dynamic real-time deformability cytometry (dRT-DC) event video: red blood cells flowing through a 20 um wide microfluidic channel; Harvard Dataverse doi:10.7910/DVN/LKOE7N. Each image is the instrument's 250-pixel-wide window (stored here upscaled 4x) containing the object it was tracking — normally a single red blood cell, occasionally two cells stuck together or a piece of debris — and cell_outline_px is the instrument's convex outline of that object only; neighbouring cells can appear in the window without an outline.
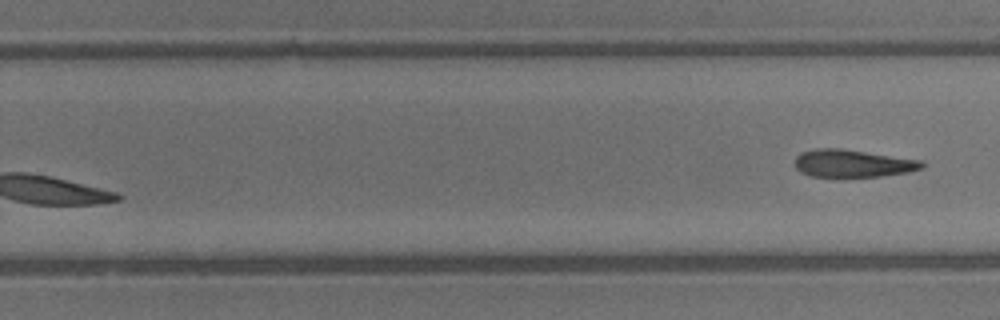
{"species": "common noctule bat (a hibernating species)", "species_latin": "Nyctalus noctula", "temperature_condition": "warm", "stored_images_in_passage": 19, "segment_of_instrument_passage": [2, 2], "camera_frame_rate_fps": 3000, "um_per_image_px": 0.085, "animal": {"sex": "male", "body_mass_g": 13.3}, "frame": {"image": 1, "passage_image": 19, "time_ms": 6.0, "image_size_px": [1000, 320], "cell_outline_px": [[924, 168], [908, 172], [880, 176], [808, 176], [800, 172], [796, 168], [796, 156], [800, 152], [816, 148], [840, 148], [924, 160]], "centroid_in_image_um": [72.5, 13.87], "position_along_channel_um": 257.3, "area_um2": 20.46}}